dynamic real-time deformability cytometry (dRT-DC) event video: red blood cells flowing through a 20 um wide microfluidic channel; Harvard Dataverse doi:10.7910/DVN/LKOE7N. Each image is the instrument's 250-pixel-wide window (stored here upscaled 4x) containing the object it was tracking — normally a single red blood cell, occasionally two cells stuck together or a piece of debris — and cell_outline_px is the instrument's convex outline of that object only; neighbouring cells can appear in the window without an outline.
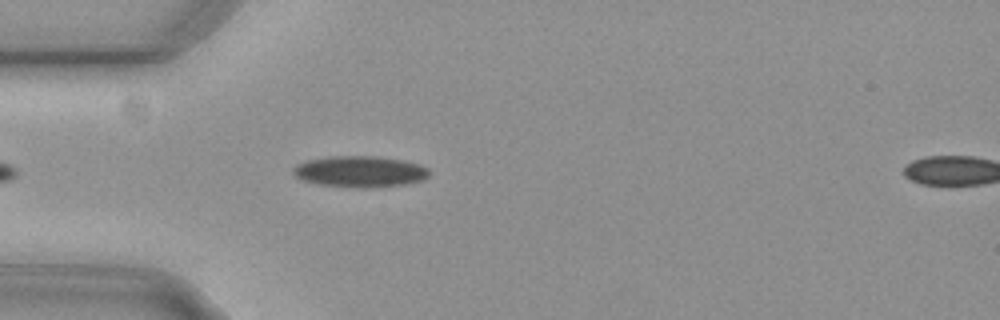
{"species": "common noctule bat (a hibernating species)", "species_latin": "Nyctalus noctula", "temperature_condition": "cold", "stored_images_in_passage": 5, "camera_frame_rate_fps": 3000, "um_per_image_px": 0.085, "animal": {"sex": "female", "body_mass_g": 29.2, "forearm_length_mm": 56.3}, "frame": {"image": 1, "passage_image": 1, "time_ms": 0.0, "image_size_px": [1000, 320], "cell_outline_px": [[428, 176], [424, 180], [408, 184], [372, 188], [352, 188], [316, 184], [300, 180], [292, 172], [292, 168], [296, 164], [308, 160], [332, 156], [372, 156], [400, 160], [420, 164], [428, 168]], "centroid_in_image_um": [30.57, 14.6], "position_along_channel_um": 54.4, "area_um2": 25.03}}
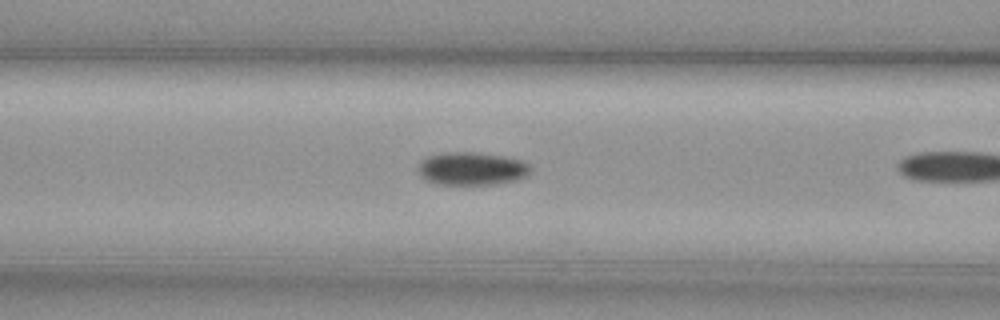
{"frame": {"image": 2, "passage_image": 4, "time_ms": 1.0, "image_size_px": [1000, 320], "cell_outline_px": [[532, 172], [520, 180], [496, 184], [436, 184], [420, 176], [416, 168], [420, 160], [428, 156], [444, 152], [476, 152], [500, 156], [520, 160], [528, 164], [532, 168]], "centroid_in_image_um": [40.09, 14.34], "position_along_channel_um": 126.5, "area_um2": 21.85}}